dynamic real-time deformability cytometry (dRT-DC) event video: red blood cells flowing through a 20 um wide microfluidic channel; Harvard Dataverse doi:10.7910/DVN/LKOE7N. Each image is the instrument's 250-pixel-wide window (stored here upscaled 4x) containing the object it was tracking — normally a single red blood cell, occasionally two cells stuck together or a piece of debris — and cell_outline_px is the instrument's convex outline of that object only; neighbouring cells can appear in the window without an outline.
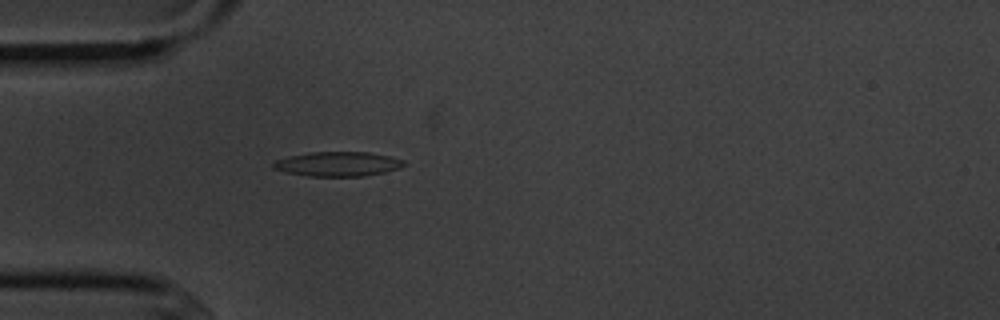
{"species": "common noctule bat (a hibernating species)", "species_latin": "Nyctalus noctula", "temperature_condition": "cold", "stored_images_in_passage": 4, "camera_frame_rate_fps": 3000, "um_per_image_px": 0.085, "animal": {"sex": "male", "body_mass_g": 20.1, "forearm_length_mm": 53.5}, "frame": {"image": 1, "passage_image": 4, "time_ms": 4.333, "image_size_px": [1000, 320], "cell_outline_px": [[404, 164], [400, 168], [384, 172], [364, 176], [308, 176], [284, 172], [272, 168], [272, 164], [276, 160], [288, 156], [308, 152], [368, 152], [392, 156], [404, 160]], "centroid_in_image_um": [28.7, 13.93], "position_along_channel_um": 56.3, "area_um2": 18.79}}